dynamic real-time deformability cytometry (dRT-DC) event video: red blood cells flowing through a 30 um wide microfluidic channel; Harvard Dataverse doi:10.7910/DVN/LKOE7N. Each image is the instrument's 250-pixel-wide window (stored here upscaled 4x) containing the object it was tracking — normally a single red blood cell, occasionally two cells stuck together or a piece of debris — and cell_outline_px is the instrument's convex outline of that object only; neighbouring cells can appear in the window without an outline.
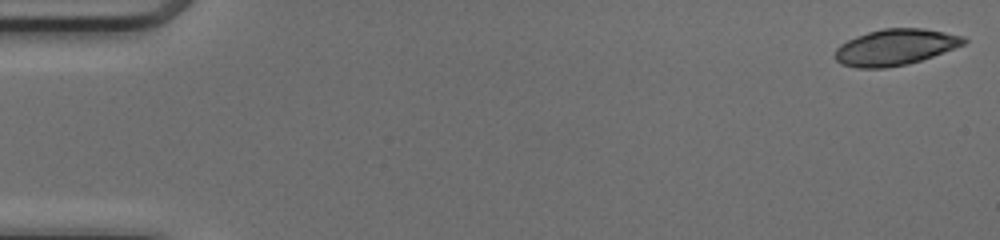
{"species": "common noctule bat (a hibernating species)", "species_latin": "Nyctalus noctula", "temperature_condition": "cold", "stored_images_in_passage": 49, "camera_frame_rate_fps": 3000, "um_per_image_px": 0.085, "animal": {"sex": "female", "body_mass_g": 17.0, "forearm_length_mm": 48.0}, "frame": {"image": 1, "passage_image": 1, "time_ms": 0.0, "image_size_px": [1000, 240], "cell_outline_px": [[968, 40], [964, 44], [932, 56], [908, 64], [884, 68], [856, 68], [840, 64], [832, 56], [836, 48], [840, 44], [856, 36], [868, 32], [884, 28], [924, 28], [964, 36]], "centroid_in_image_um": [76.05, 4.01], "position_along_channel_um": 9.0, "area_um2": 27.17}}
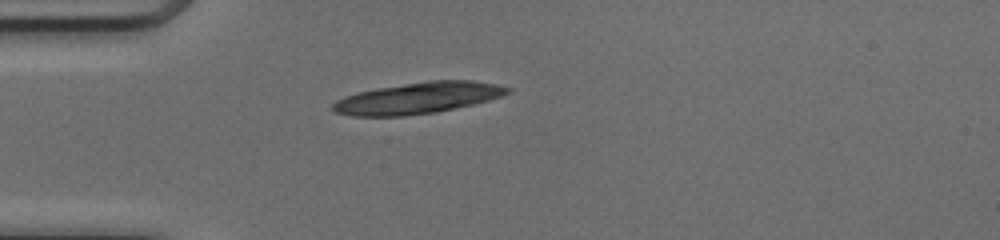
{"frame": {"image": 2, "passage_image": 14, "time_ms": 4.333, "image_size_px": [1000, 240], "cell_outline_px": [[512, 92], [504, 96], [472, 104], [436, 112], [404, 116], [352, 116], [336, 112], [332, 108], [332, 104], [336, 100], [344, 96], [356, 92], [376, 88], [428, 80], [472, 80], [496, 84], [512, 88]], "centroid_in_image_um": [35.54, 8.32], "position_along_channel_um": 49.5, "area_um2": 32.02}}